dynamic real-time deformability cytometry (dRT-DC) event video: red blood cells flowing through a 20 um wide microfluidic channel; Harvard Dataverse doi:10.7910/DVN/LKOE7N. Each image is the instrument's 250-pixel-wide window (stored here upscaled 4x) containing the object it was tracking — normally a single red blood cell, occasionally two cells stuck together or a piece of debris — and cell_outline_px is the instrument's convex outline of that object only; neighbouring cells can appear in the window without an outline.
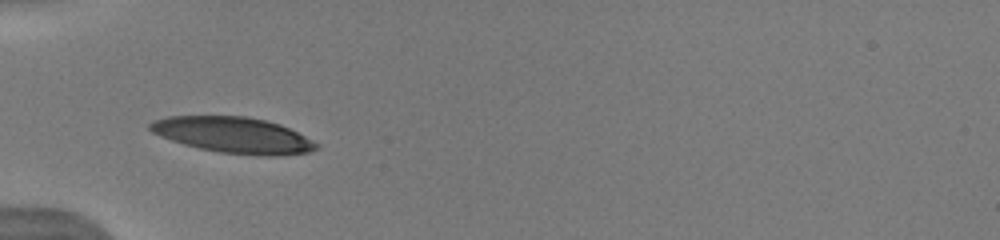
{"species": "human", "species_latin": "Homo sapiens", "temperature_condition": "warm", "stored_images_in_passage": 42, "camera_frame_rate_fps": 3000, "um_per_image_px": 0.085, "donor": {"sex": "male"}, "frame": {"image": 1, "passage_image": 1, "time_ms": 0.0, "image_size_px": [1000, 240], "cell_outline_px": [[320, 144], [316, 148], [308, 152], [276, 156], [268, 156], [220, 152], [200, 148], [184, 144], [160, 136], [152, 132], [148, 128], [148, 124], [156, 120], [168, 116], [248, 116], [280, 124]], "centroid_in_image_um": [19.82, 11.47], "position_along_channel_um": 65.2, "area_um2": 34.45}}
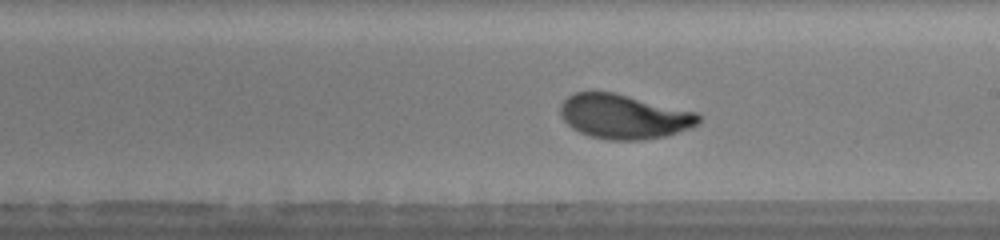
{"frame": {"image": 2, "passage_image": 23, "time_ms": 4.333, "image_size_px": [1000, 240], "cell_outline_px": [[700, 120], [696, 124], [688, 128], [668, 136], [644, 140], [612, 140], [592, 136], [580, 132], [572, 128], [560, 116], [560, 104], [568, 96], [576, 92], [612, 92], [696, 112], [700, 116]], "centroid_in_image_um": [53.01, 9.91], "position_along_channel_um": 236.0, "area_um2": 35.49}, "authors_computed_cell_mechanics": {"area_um2": 35.4892, "velocity_mm_per_s": 4.0665, "shape_relaxation_time_tau1_ms": 2.1633, "shape_relaxation_time_tau2_ms": null, "deformation_change_tau1": 0.1775, "deformation_change_tau2": null}}